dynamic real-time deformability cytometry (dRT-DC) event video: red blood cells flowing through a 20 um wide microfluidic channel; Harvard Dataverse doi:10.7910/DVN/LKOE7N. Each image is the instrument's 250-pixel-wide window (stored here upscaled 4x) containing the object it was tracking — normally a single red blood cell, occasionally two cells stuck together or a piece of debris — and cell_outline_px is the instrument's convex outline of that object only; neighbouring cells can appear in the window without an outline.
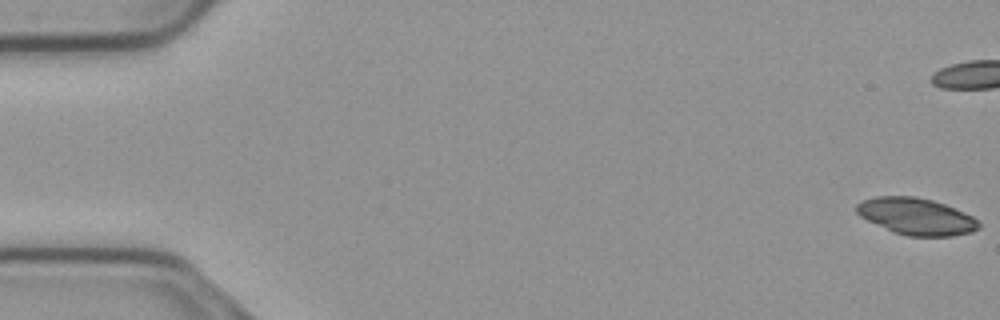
{"species": "common noctule bat (a hibernating species)", "species_latin": "Nyctalus noctula", "temperature_condition": "cold", "stored_images_in_passage": 56, "camera_frame_rate_fps": 3000, "um_per_image_px": 0.085, "animal": {"sex": "male", "body_mass_g": 23.1, "forearm_length_mm": 52.7}, "frame": {"image": 1, "passage_image": 1, "time_ms": 0.0, "image_size_px": [1000, 320], "cell_outline_px": [[980, 228], [972, 232], [952, 236], [908, 236], [892, 232], [860, 216], [856, 212], [856, 204], [864, 200], [876, 196], [916, 196], [932, 200], [944, 204], [964, 212], [972, 216], [980, 224]], "centroid_in_image_um": [77.88, 18.4], "position_along_channel_um": 7.1, "area_um2": 26.13}}
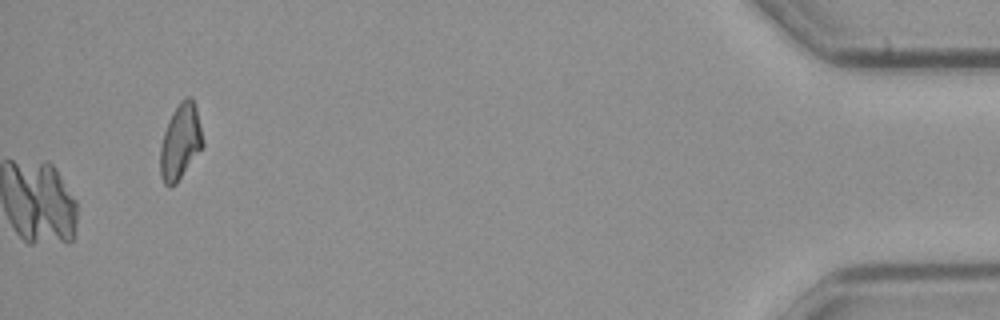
{"frame": {"image": 2, "passage_image": 56, "time_ms": 18.333, "image_size_px": [1000, 320], "cell_outline_px": [[204, 144], [176, 184], [168, 188], [164, 184], [160, 176], [160, 148], [164, 132], [168, 120], [172, 112], [180, 100], [184, 96], [192, 96], [196, 108], [204, 140]], "centroid_in_image_um": [15.32, 12.03], "position_along_channel_um": 419.9, "area_um2": 18.84}}